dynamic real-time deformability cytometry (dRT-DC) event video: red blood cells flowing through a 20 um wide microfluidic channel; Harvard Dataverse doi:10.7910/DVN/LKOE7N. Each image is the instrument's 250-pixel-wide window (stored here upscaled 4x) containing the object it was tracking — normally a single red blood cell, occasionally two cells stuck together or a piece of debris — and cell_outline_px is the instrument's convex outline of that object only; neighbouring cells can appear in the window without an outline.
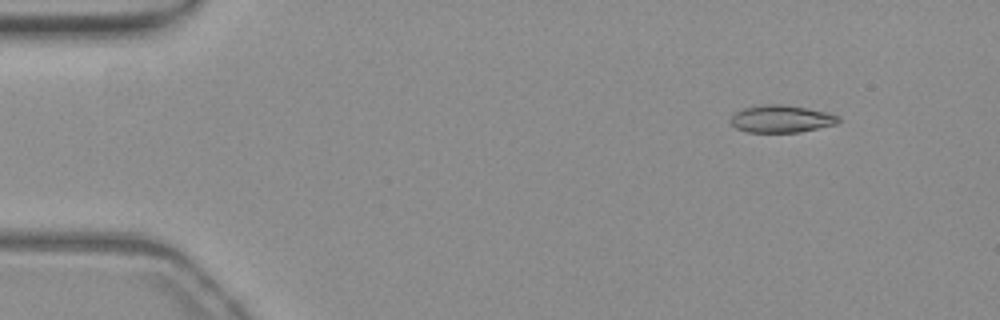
{"species": "common noctule bat (a hibernating species)", "species_latin": "Nyctalus noctula", "temperature_condition": "warm", "stored_images_in_passage": 50, "camera_frame_rate_fps": 3000, "um_per_image_px": 0.085, "animal": {"sex": "female", "body_mass_g": 19.3, "forearm_length_mm": 54.1}, "frame": {"image": 1, "passage_image": 2, "time_ms": 0.333, "image_size_px": [1000, 320], "cell_outline_px": [[840, 120], [836, 124], [800, 132], [748, 132], [736, 128], [728, 120], [736, 112], [744, 108], [764, 104], [780, 104], [828, 112], [840, 116]], "centroid_in_image_um": [66.41, 10.11], "position_along_channel_um": 18.6, "area_um2": 17.11}}
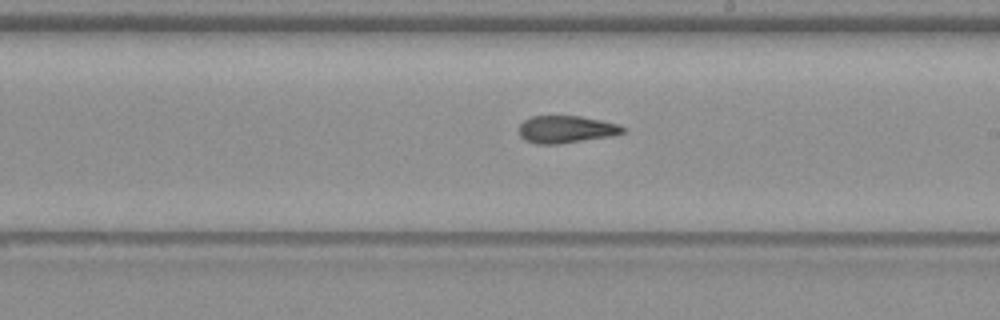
{"frame": {"image": 2, "passage_image": 27, "time_ms": 8.667, "image_size_px": [1000, 320], "cell_outline_px": [[624, 132], [612, 136], [560, 144], [536, 144], [524, 140], [520, 136], [520, 124], [524, 120], [532, 116], [580, 116], [620, 124], [624, 128]], "centroid_in_image_um": [48.11, 11.0], "position_along_channel_um": 240.9, "area_um2": 16.59}}
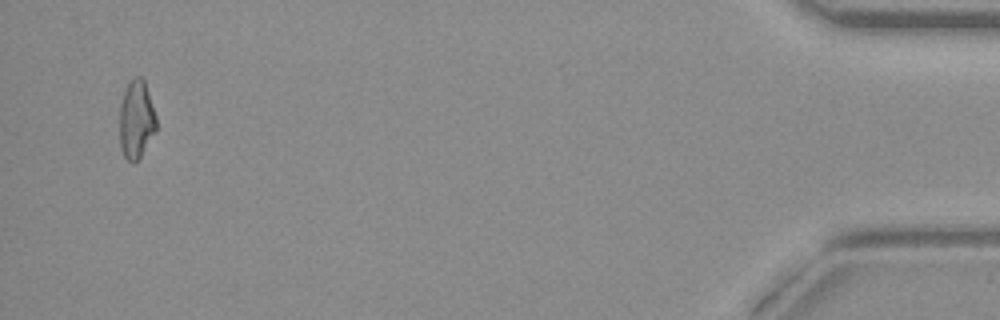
{"frame": {"image": 3, "passage_image": 48, "time_ms": 15.667, "image_size_px": [1000, 320], "cell_outline_px": [[156, 128], [140, 156], [132, 164], [124, 156], [120, 148], [120, 104], [124, 92], [132, 76], [140, 76], [144, 80], [156, 116]], "centroid_in_image_um": [11.56, 10.13], "position_along_channel_um": 423.6, "area_um2": 16.47}, "authors_computed_cell_mechanics": {"area_um2": 17.1088, "velocity_mm_per_s": 3.8541, "shape_relaxation_time_tau1_ms": 8.591, "shape_relaxation_time_tau2_ms": 2.213, "deformation_change_tau1": 0.2455, "deformation_change_tau2": 0.0999}}